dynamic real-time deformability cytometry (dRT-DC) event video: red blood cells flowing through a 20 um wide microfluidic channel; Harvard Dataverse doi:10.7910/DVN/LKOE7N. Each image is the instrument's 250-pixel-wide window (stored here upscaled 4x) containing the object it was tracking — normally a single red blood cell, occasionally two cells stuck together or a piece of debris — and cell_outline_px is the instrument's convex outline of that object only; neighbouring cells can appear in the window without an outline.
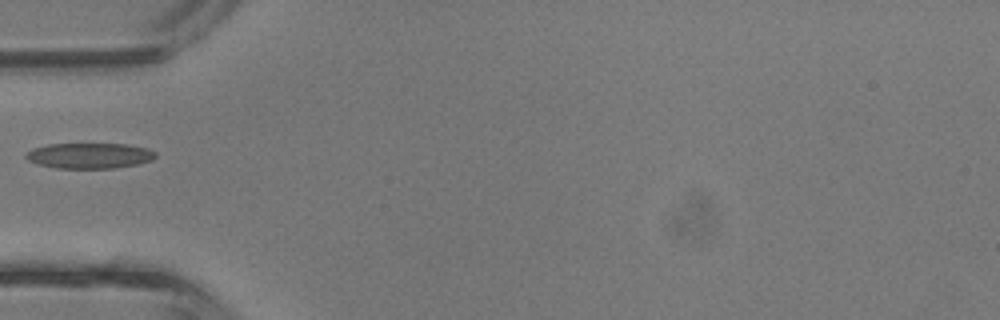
{"species": "common noctule bat (a hibernating species)", "species_latin": "Nyctalus noctula", "temperature_condition": "room temperature", "stored_images_in_passage": 28, "camera_frame_rate_fps": 3000, "um_per_image_px": 0.085, "animal": {"sex": "male", "body_mass_g": 13.3}, "frame": {"image": 1, "passage_image": 1, "time_ms": 0.0, "image_size_px": [1000, 320], "cell_outline_px": [[156, 156], [152, 160], [136, 164], [116, 168], [56, 168], [40, 164], [28, 160], [24, 156], [32, 148], [48, 144], [128, 144], [148, 148], [156, 152]], "centroid_in_image_um": [7.63, 13.22], "position_along_channel_um": 77.4, "area_um2": 19.25}}
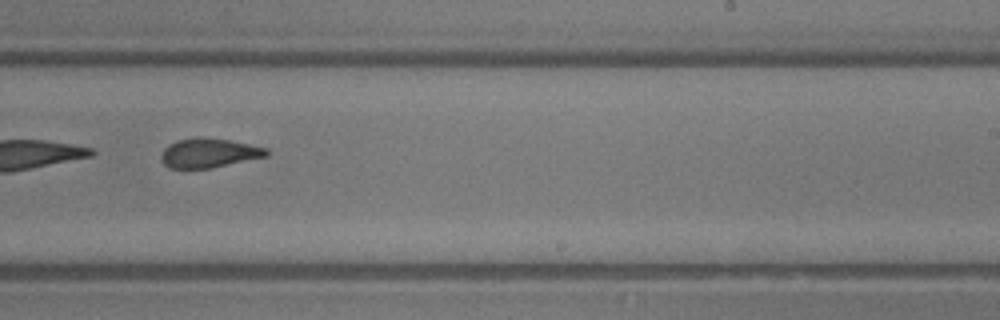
{"frame": {"image": 2, "passage_image": 13, "time_ms": 4.0, "image_size_px": [1000, 320], "cell_outline_px": [[268, 156], [212, 168], [168, 168], [160, 160], [160, 156], [164, 148], [168, 144], [176, 140], [196, 136], [200, 136], [228, 140], [268, 148]], "centroid_in_image_um": [17.72, 13.0], "position_along_channel_um": 271.3, "area_um2": 18.21}}